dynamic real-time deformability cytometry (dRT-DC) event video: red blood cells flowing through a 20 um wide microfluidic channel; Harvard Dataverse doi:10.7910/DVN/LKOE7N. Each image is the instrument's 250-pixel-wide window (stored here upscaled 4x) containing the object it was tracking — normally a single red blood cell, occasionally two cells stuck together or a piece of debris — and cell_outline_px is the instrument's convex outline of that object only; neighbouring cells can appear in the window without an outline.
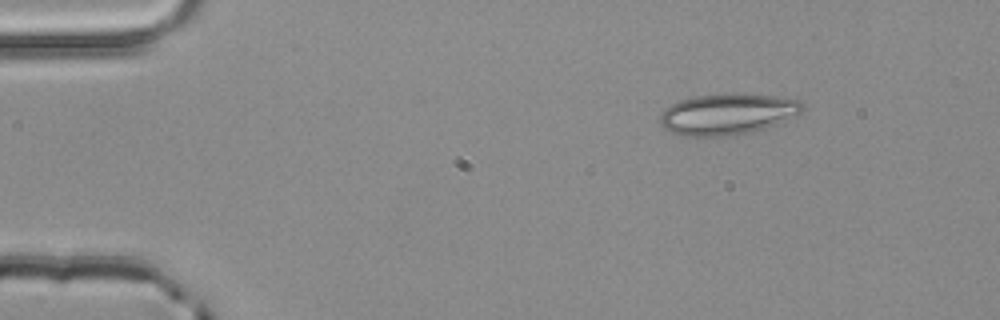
{"species": "common noctule bat (a hibernating species)", "species_latin": "Nyctalus noctula", "temperature_condition": "room temperature", "stored_images_in_passage": 2, "camera_frame_rate_fps": 3000, "um_per_image_px": 0.085, "animal": {"sex": "male", "body_mass_g": 20.4}, "frame": {"image": 1, "passage_image": 1, "time_ms": 0.0, "image_size_px": [1000, 320], "cell_outline_px": [[804, 108], [800, 112], [776, 124], [752, 132], [728, 136], [684, 136], [672, 132], [664, 128], [660, 124], [660, 116], [664, 108], [680, 100], [696, 96], [776, 96], [800, 100], [804, 104]], "centroid_in_image_um": [61.8, 9.74], "position_along_channel_um": 23.2, "area_um2": 33.06}}